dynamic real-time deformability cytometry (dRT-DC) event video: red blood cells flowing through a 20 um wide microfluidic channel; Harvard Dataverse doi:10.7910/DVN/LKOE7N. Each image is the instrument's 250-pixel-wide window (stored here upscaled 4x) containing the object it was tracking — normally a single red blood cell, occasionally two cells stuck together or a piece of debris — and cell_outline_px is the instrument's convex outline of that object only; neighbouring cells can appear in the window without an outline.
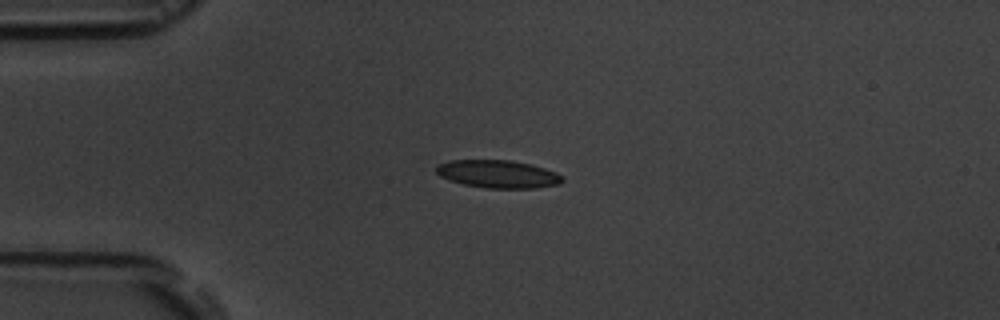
{"species": "common noctule bat (a hibernating species)", "species_latin": "Nyctalus noctula", "temperature_condition": "room temperature", "stored_images_in_passage": 4, "camera_frame_rate_fps": 3000, "um_per_image_px": 0.085, "animal": {"sex": "male", "body_mass_g": 19.5, "forearm_length_mm": 54.6}, "frame": {"image": 1, "passage_image": 3, "time_ms": 2.333, "image_size_px": [1000, 320], "cell_outline_px": [[564, 180], [560, 184], [536, 188], [488, 188], [464, 184], [440, 176], [436, 172], [436, 168], [440, 164], [448, 160], [512, 160], [544, 168], [556, 172], [564, 176]], "centroid_in_image_um": [42.37, 14.79], "position_along_channel_um": 42.6, "area_um2": 20.35}}